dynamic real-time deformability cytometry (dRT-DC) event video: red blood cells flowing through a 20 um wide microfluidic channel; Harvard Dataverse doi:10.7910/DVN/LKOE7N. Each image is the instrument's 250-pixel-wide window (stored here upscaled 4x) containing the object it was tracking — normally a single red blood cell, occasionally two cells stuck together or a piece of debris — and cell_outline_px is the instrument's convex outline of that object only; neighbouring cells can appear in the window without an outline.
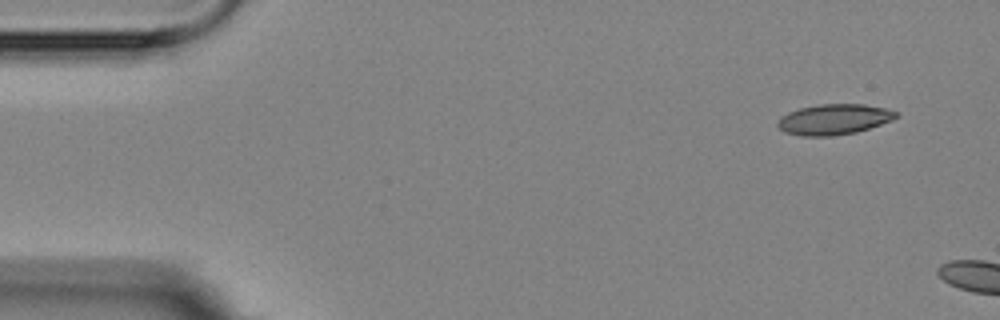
{"species": "Egyptian fruit bat (a non-hibernating species)", "species_latin": "Rousettus aegyptiacus", "temperature_condition": "room temperature", "stored_images_in_passage": 3, "camera_frame_rate_fps": 3000, "um_per_image_px": 0.085, "animal": {"sex": "female"}, "frame": {"image": 1, "passage_image": 1, "time_ms": 0.0, "image_size_px": [1000, 320], "cell_outline_px": [[900, 116], [892, 120], [856, 132], [832, 136], [804, 136], [784, 132], [776, 124], [776, 120], [780, 116], [788, 112], [800, 108], [820, 104], [864, 104], [884, 108], [896, 112]], "centroid_in_image_um": [70.85, 10.14], "position_along_channel_um": 14.2, "area_um2": 21.04}}